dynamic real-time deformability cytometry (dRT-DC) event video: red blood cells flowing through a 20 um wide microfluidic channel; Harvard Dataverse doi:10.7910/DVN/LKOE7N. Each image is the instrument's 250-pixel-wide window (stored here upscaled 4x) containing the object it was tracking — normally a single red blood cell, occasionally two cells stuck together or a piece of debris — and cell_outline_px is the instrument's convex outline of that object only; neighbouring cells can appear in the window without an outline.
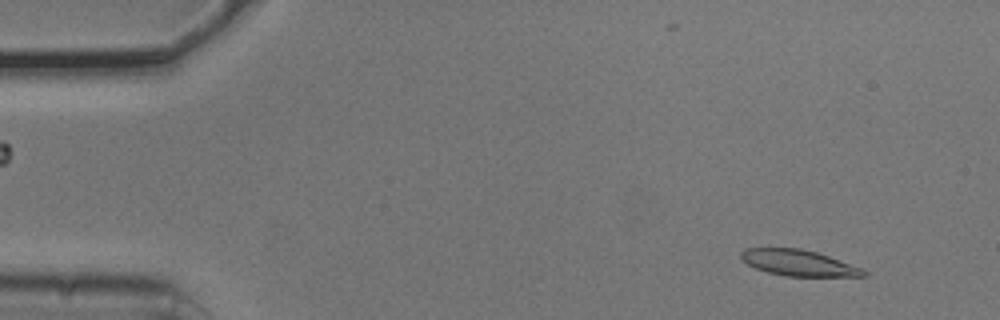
{"species": "common noctule bat (a hibernating species)", "species_latin": "Nyctalus noctula", "temperature_condition": "cold", "stored_images_in_passage": 5, "camera_frame_rate_fps": 3000, "um_per_image_px": 0.085, "animal": {"sex": "male", "body_mass_g": 20.5, "forearm_length_mm": 52.5}, "frame": {"image": 1, "passage_image": 1, "time_ms": 0.0, "image_size_px": [1000, 320], "cell_outline_px": [[868, 276], [784, 276], [768, 272], [756, 268], [748, 264], [740, 256], [740, 252], [744, 248], [800, 248], [816, 252], [864, 268], [868, 272]], "centroid_in_image_um": [67.91, 22.34], "position_along_channel_um": 17.1, "area_um2": 18.55}}
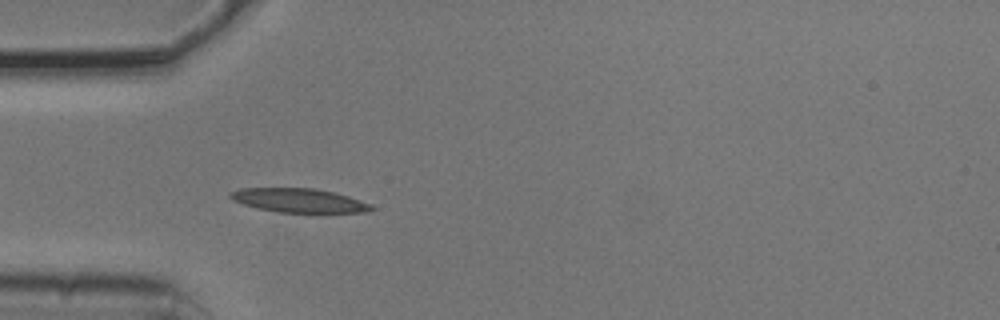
{"frame": {"image": 2, "passage_image": 4, "time_ms": 1.0, "image_size_px": [1000, 320], "cell_outline_px": [[376, 208], [364, 212], [280, 212], [256, 208], [232, 200], [228, 196], [228, 192], [240, 188], [316, 188], [348, 196], [372, 204]], "centroid_in_image_um": [25.38, 17.03], "position_along_channel_um": 59.6, "area_um2": 19.65}}
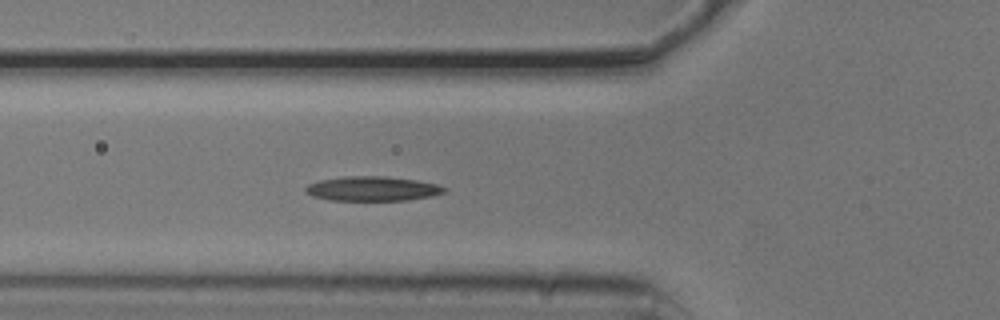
{"frame": {"image": 3, "passage_image": 5, "time_ms": 1.333, "image_size_px": [1000, 320], "cell_outline_px": [[448, 188], [444, 192], [432, 196], [408, 200], [328, 200], [312, 196], [304, 192], [304, 188], [308, 184], [320, 180], [344, 176], [384, 176], [416, 180], [436, 184]], "centroid_in_image_um": [31.63, 16.04], "position_along_channel_um": 94.2, "area_um2": 19.88}}